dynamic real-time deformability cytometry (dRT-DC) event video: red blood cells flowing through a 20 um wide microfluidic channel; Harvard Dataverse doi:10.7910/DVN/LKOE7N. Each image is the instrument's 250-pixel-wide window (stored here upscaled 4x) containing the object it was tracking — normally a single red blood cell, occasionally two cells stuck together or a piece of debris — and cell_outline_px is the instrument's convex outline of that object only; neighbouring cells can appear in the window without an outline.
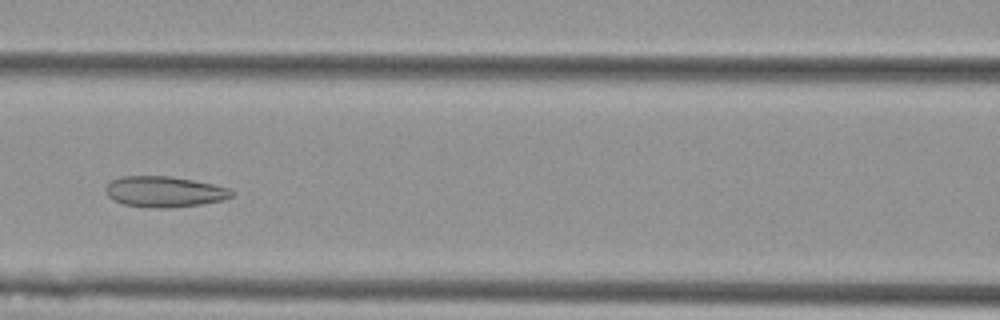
{"species": "Egyptian fruit bat (a non-hibernating species)", "species_latin": "Rousettus aegyptiacus", "temperature_condition": "cold", "stored_images_in_passage": 8, "camera_frame_rate_fps": 3000, "um_per_image_px": 0.085, "animal": {"sex": "female"}, "frame": {"image": 1, "passage_image": 7, "time_ms": 2.0, "image_size_px": [1000, 320], "cell_outline_px": [[236, 192], [232, 196], [224, 200], [200, 204], [172, 208], [156, 208], [124, 204], [112, 200], [104, 192], [104, 188], [112, 180], [120, 176], [172, 176], [212, 184], [228, 188]], "centroid_in_image_um": [13.95, 16.29], "position_along_channel_um": 152.6, "area_um2": 22.72}}
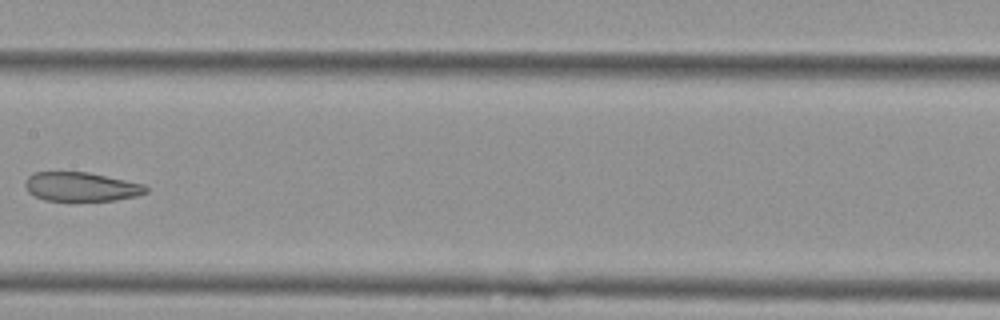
{"frame": {"image": 2, "passage_image": 8, "time_ms": 2.333, "image_size_px": [1000, 320], "cell_outline_px": [[148, 192], [136, 196], [116, 200], [68, 204], [44, 200], [28, 192], [24, 184], [24, 180], [32, 172], [88, 172], [144, 184], [148, 188]], "centroid_in_image_um": [6.86, 15.92], "position_along_channel_um": 200.5, "area_um2": 21.44}}